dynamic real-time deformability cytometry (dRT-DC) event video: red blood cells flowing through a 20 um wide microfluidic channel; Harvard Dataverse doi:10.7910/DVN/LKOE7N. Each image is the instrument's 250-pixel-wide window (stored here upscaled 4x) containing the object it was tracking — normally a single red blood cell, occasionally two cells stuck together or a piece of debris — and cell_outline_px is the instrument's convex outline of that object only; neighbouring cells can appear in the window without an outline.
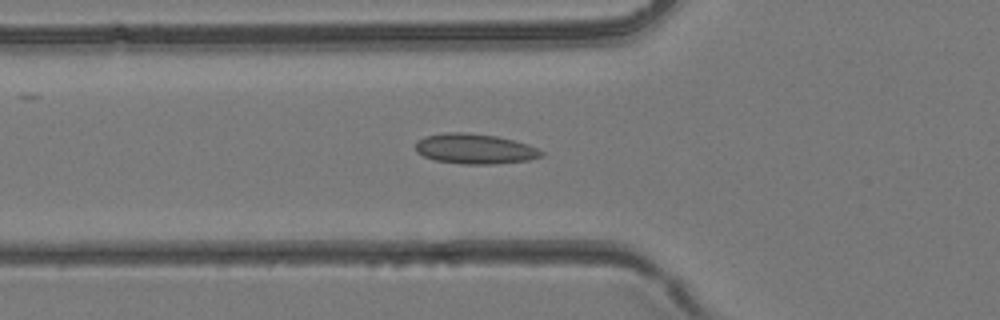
{"species": "common noctule bat (a hibernating species)", "species_latin": "Nyctalus noctula", "temperature_condition": "room temperature", "stored_images_in_passage": 43, "camera_frame_rate_fps": 3000, "um_per_image_px": 0.085, "animal": {"sex": "female", "body_mass_g": 24.6, "forearm_length_mm": 56.2}, "frame": {"image": 1, "passage_image": 16, "time_ms": 5.0, "image_size_px": [1000, 320], "cell_outline_px": [[544, 156], [528, 160], [492, 164], [464, 164], [436, 160], [424, 156], [416, 152], [416, 140], [424, 136], [444, 132], [468, 132], [496, 136], [528, 144], [544, 152]], "centroid_in_image_um": [40.34, 12.64], "position_along_channel_um": 85.5, "area_um2": 22.14}}
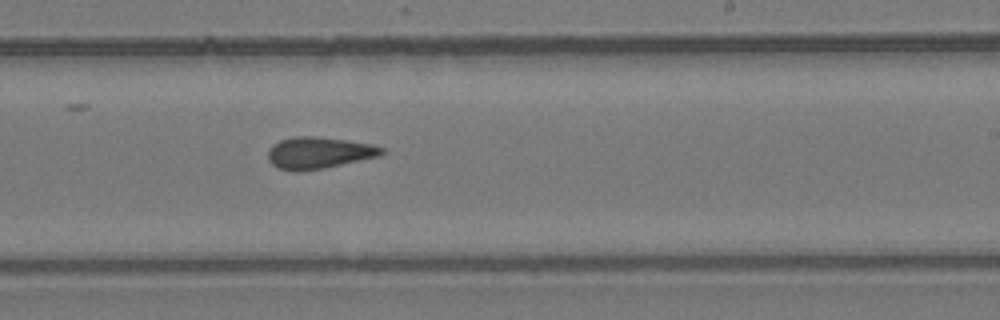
{"frame": {"image": 2, "passage_image": 27, "time_ms": 8.667, "image_size_px": [1000, 320], "cell_outline_px": [[384, 152], [380, 156], [324, 168], [300, 172], [296, 172], [280, 168], [272, 164], [268, 160], [268, 148], [272, 144], [280, 140], [292, 136], [316, 136], [372, 144], [384, 148]], "centroid_in_image_um": [27.07, 12.99], "position_along_channel_um": 261.9, "area_um2": 21.1}}
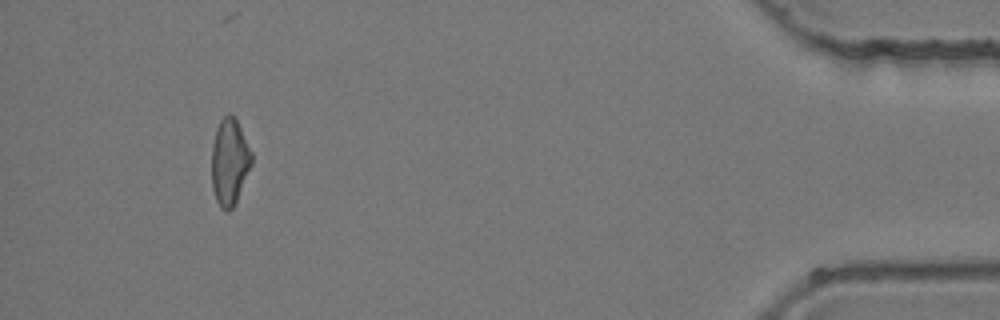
{"frame": {"image": 3, "passage_image": 41, "time_ms": 13.333, "image_size_px": [1000, 320], "cell_outline_px": [[252, 164], [236, 200], [232, 208], [228, 212], [220, 208], [216, 200], [212, 188], [212, 144], [216, 128], [220, 120], [228, 112], [236, 120], [252, 152]], "centroid_in_image_um": [19.5, 13.76], "position_along_channel_um": 415.7, "area_um2": 20.0}}